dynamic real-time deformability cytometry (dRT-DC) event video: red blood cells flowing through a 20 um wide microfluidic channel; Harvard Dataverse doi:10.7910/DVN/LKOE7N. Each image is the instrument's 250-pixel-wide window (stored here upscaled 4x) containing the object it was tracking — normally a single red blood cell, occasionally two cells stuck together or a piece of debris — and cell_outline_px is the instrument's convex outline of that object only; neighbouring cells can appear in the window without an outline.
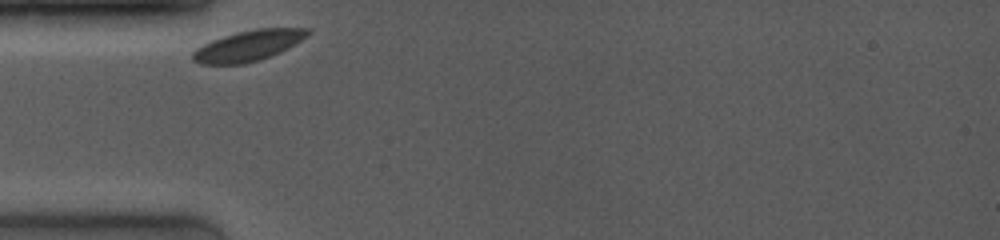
{"species": "common noctule bat (a hibernating species)", "species_latin": "Nyctalus noctula", "temperature_condition": "room temperature", "stored_images_in_passage": 21, "camera_frame_rate_fps": 4000, "um_per_image_px": 0.085, "animal": {"sex": "female", "body_mass_g": 19.0, "forearm_length_mm": 53.3}, "frame": {"image": 1, "passage_image": 1, "time_ms": 0.0, "image_size_px": [1000, 240], "cell_outline_px": [[312, 32], [308, 36], [288, 48], [280, 52], [244, 64], [200, 64], [192, 60], [192, 52], [196, 48], [212, 40], [236, 32], [256, 28], [312, 28]], "centroid_in_image_um": [21.12, 3.87], "position_along_channel_um": 63.9, "area_um2": 20.52}}
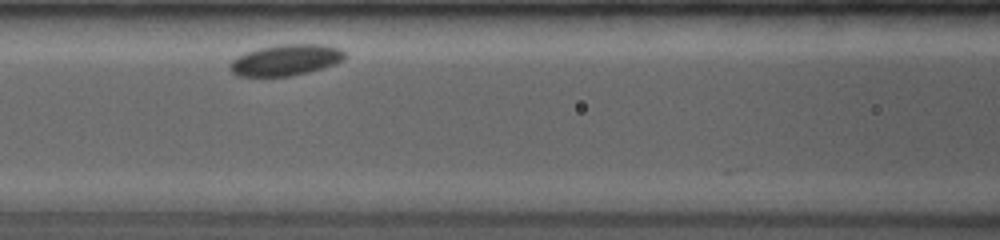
{"frame": {"image": 2, "passage_image": 16, "time_ms": 2.25, "image_size_px": [1000, 240], "cell_outline_px": [[344, 60], [336, 64], [308, 72], [292, 76], [236, 76], [228, 68], [228, 64], [236, 56], [244, 52], [256, 48], [276, 44], [324, 44], [340, 48], [344, 52]], "centroid_in_image_um": [24.25, 5.09], "position_along_channel_um": 142.4, "area_um2": 21.21}}